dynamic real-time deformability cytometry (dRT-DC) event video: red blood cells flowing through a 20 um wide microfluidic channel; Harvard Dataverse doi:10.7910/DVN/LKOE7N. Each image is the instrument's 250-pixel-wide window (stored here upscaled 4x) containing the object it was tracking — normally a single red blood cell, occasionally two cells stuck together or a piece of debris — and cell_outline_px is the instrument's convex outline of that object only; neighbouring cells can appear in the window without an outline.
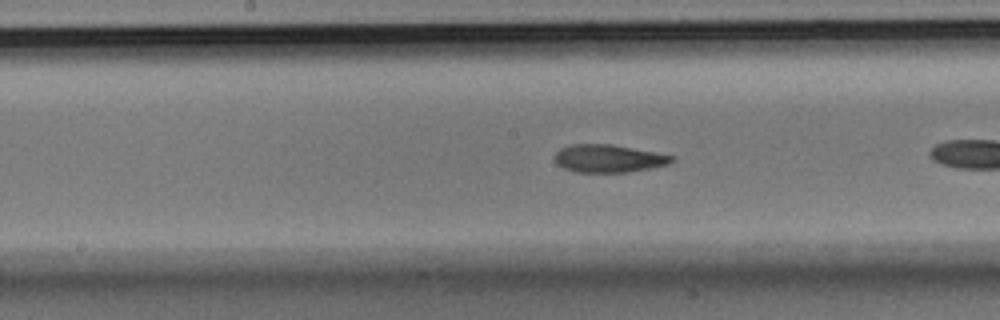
{"species": "Egyptian fruit bat (a non-hibernating species)", "species_latin": "Rousettus aegyptiacus", "temperature_condition": "room temperature", "stored_images_in_passage": 27, "camera_frame_rate_fps": 3000, "um_per_image_px": 0.085, "animal": {"sex": "male"}, "frame": {"image": 1, "passage_image": 12, "time_ms": 3.667, "image_size_px": [1000, 320], "cell_outline_px": [[676, 160], [668, 164], [628, 172], [576, 172], [564, 168], [556, 164], [556, 152], [560, 148], [572, 144], [612, 144], [676, 156]], "centroid_in_image_um": [51.74, 13.46], "position_along_channel_um": 196.5, "area_um2": 18.9}}